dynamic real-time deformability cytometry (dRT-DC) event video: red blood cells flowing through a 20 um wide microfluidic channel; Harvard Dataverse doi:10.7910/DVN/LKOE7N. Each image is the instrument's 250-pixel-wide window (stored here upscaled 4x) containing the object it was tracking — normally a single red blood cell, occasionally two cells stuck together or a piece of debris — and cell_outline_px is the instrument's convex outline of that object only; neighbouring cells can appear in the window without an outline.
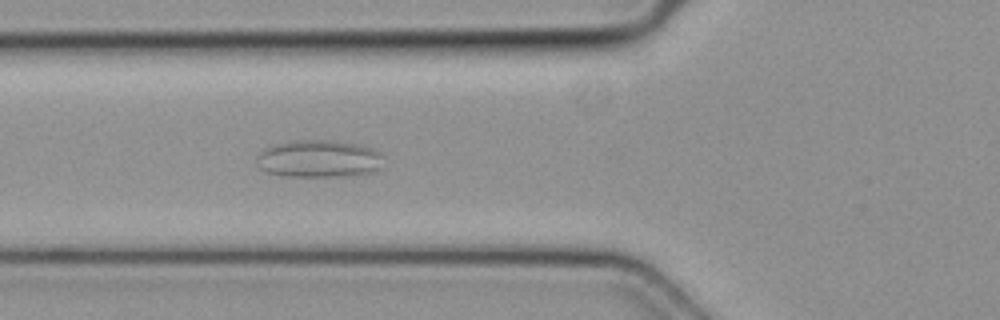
{"species": "common noctule bat (a hibernating species)", "species_latin": "Nyctalus noctula", "temperature_condition": "cold", "stored_images_in_passage": 7, "camera_frame_rate_fps": 3000, "um_per_image_px": 0.085, "animal": {"sex": "female", "body_mass_g": 19.3, "forearm_length_mm": 54.1}, "frame": {"image": 1, "passage_image": 7, "time_ms": 2.0, "image_size_px": [1000, 320], "cell_outline_px": [[384, 156], [380, 168], [372, 172], [340, 176], [280, 176], [264, 172], [256, 164], [256, 156], [264, 148], [288, 140], [332, 140], [360, 144], [372, 148], [380, 152]], "centroid_in_image_um": [27.07, 13.48], "position_along_channel_um": 98.7, "area_um2": 28.09}}